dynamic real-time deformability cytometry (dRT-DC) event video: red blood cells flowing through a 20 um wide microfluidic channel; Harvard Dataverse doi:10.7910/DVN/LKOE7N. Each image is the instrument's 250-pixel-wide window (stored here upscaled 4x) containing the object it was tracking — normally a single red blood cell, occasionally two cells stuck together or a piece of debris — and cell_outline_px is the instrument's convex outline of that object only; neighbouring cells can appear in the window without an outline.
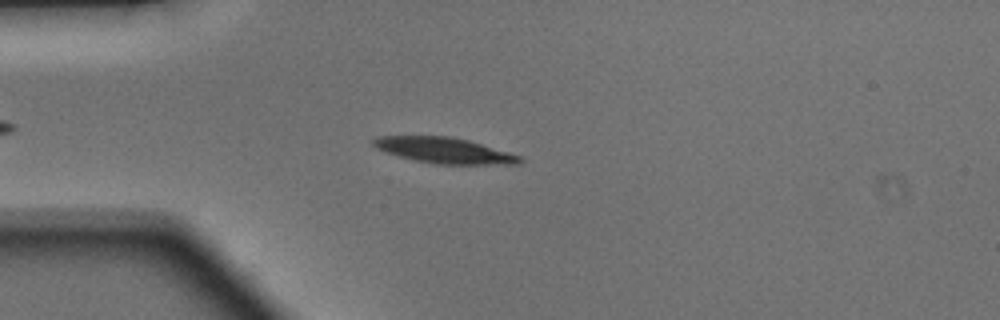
{"species": "Egyptian fruit bat (a non-hibernating species)", "species_latin": "Rousettus aegyptiacus", "temperature_condition": "warm", "stored_images_in_passage": 36, "camera_frame_rate_fps": 3000, "um_per_image_px": 0.085, "animal": {"sex": "male"}, "frame": {"image": 1, "passage_image": 7, "time_ms": 2.0, "image_size_px": [1000, 320], "cell_outline_px": [[524, 160], [520, 164], [436, 164], [416, 160], [400, 156], [376, 148], [372, 144], [372, 140], [376, 136], [452, 136], [468, 140], [508, 152], [520, 156]], "centroid_in_image_um": [37.77, 12.78], "position_along_channel_um": 47.2, "area_um2": 21.73}}
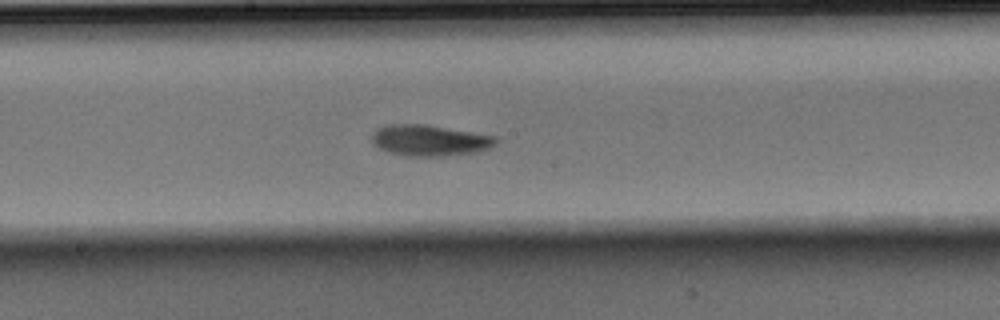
{"frame": {"image": 2, "passage_image": 20, "time_ms": 6.333, "image_size_px": [1000, 320], "cell_outline_px": [[496, 140], [492, 144], [484, 148], [472, 152], [436, 156], [412, 156], [392, 152], [380, 148], [372, 140], [372, 136], [380, 128], [392, 124], [424, 124], [496, 136]], "centroid_in_image_um": [36.5, 11.91], "position_along_channel_um": 211.7, "area_um2": 21.39}}
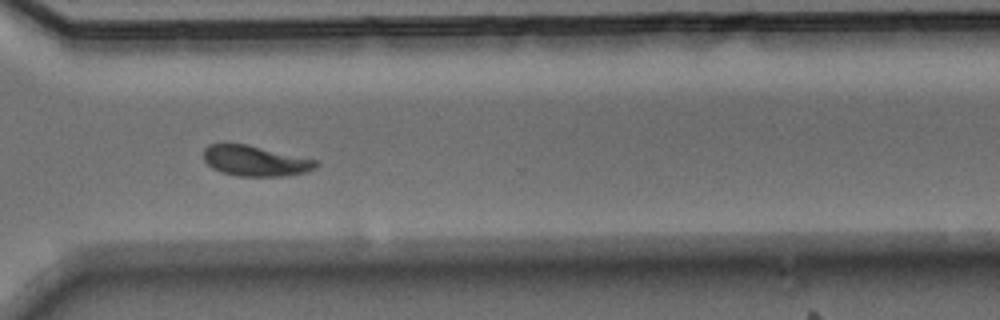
{"frame": {"image": 3, "passage_image": 30, "time_ms": 9.667, "image_size_px": [1000, 320], "cell_outline_px": [[320, 164], [316, 168], [304, 172], [280, 176], [236, 176], [212, 168], [204, 160], [204, 148], [208, 144], [244, 144], [316, 160]], "centroid_in_image_um": [21.67, 13.68], "position_along_channel_um": 348.9, "area_um2": 19.54}, "authors_computed_cell_mechanics": {"area_um2": 20.9236, "velocity_mm_per_s": 4.1286, "shape_relaxation_time_tau1_ms": 3.4294, "shape_relaxation_time_tau2_ms": 9.1679, "deformation_change_tau1": 0.1666, "deformation_change_tau2": 0.1647}}